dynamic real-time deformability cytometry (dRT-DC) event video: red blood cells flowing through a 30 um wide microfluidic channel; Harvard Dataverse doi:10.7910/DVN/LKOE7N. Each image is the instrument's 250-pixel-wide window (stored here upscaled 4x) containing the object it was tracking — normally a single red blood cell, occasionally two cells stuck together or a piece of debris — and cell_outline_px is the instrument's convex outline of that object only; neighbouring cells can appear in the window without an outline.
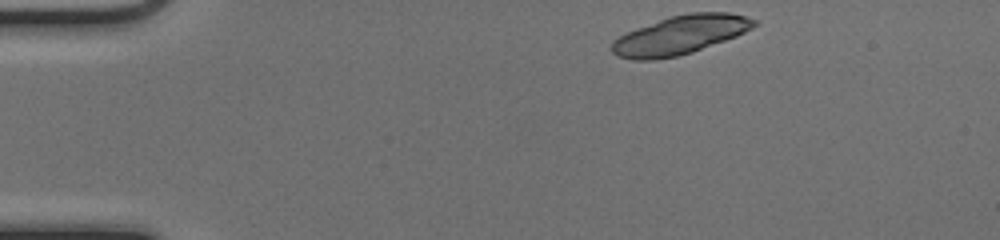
{"species": "common noctule bat (a hibernating species)", "species_latin": "Nyctalus noctula", "temperature_condition": "cold", "stored_images_in_passage": 43, "camera_frame_rate_fps": 3000, "um_per_image_px": 0.085, "animal": {"sex": "female", "body_mass_g": 17.0, "forearm_length_mm": 48.0}, "frame": {"image": 1, "passage_image": 1, "time_ms": 0.0, "image_size_px": [1000, 240], "cell_outline_px": [[756, 24], [752, 28], [736, 36], [692, 52], [676, 56], [652, 60], [632, 60], [620, 56], [612, 52], [612, 40], [636, 28], [668, 16], [692, 12], [728, 12], [744, 16], [756, 20]], "centroid_in_image_um": [57.8, 2.97], "position_along_channel_um": 27.2, "area_um2": 31.85}}
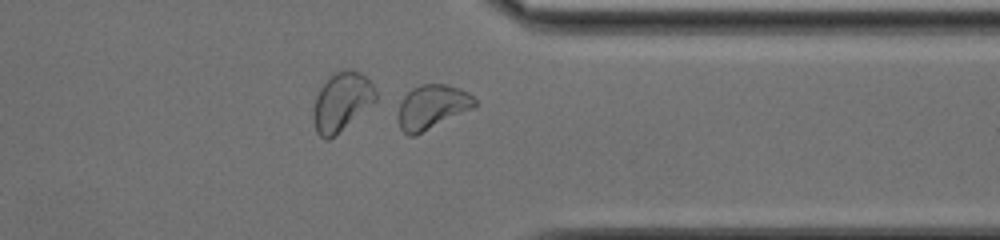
{"frame": {"image": 2, "passage_image": 33, "time_ms": 10.667, "image_size_px": [1000, 240], "cell_outline_px": [[476, 108], [416, 136], [408, 136], [400, 128], [396, 120], [400, 104], [404, 96], [412, 88], [420, 84], [444, 84], [460, 88], [468, 92], [476, 100]], "centroid_in_image_um": [36.74, 9.12], "position_along_channel_um": 374.7, "area_um2": 20.29}, "authors_computed_cell_mechanics": {"area_um2": 19.4786, "velocity_mm_per_s": 4.0646, "shape_relaxation_time_tau1_ms": 3.2973, "shape_relaxation_time_tau2_ms": 3.093, "deformation_change_tau1": 0.1144, "deformation_change_tau2": 0.0715}}